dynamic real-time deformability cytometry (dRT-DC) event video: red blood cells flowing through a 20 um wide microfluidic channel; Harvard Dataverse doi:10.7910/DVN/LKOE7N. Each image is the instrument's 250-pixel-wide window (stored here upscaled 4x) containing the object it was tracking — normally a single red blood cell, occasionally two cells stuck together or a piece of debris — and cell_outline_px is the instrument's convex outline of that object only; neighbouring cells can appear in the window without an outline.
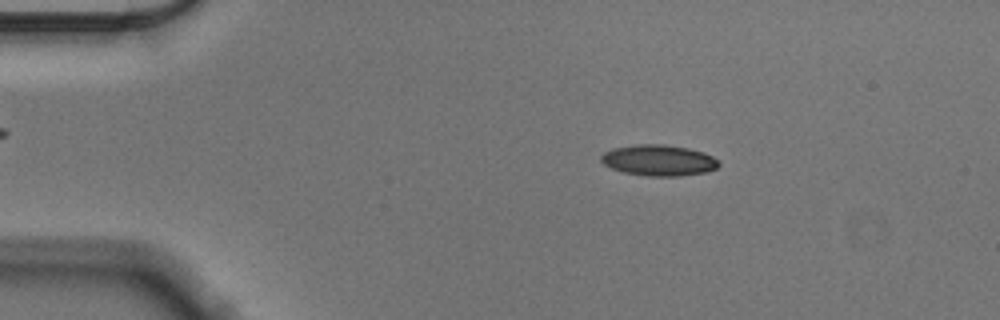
{"species": "Egyptian fruit bat (a non-hibernating species)", "species_latin": "Rousettus aegyptiacus", "temperature_condition": "cold", "stored_images_in_passage": 55, "camera_frame_rate_fps": 3000, "um_per_image_px": 0.085, "animal": {"sex": "male"}, "frame": {"image": 1, "passage_image": 9, "time_ms": 2.667, "image_size_px": [1000, 320], "cell_outline_px": [[720, 164], [716, 168], [708, 172], [680, 176], [648, 176], [624, 172], [612, 168], [604, 164], [600, 160], [600, 156], [604, 152], [612, 148], [636, 144], [664, 144], [688, 148], [704, 152], [712, 156]], "centroid_in_image_um": [55.99, 13.62], "position_along_channel_um": 29.0, "area_um2": 21.33}}
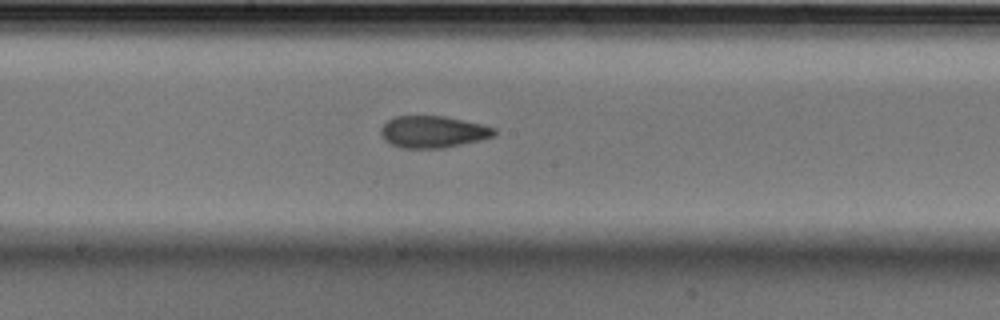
{"frame": {"image": 2, "passage_image": 29, "time_ms": 9.333, "image_size_px": [1000, 320], "cell_outline_px": [[496, 132], [492, 136], [480, 140], [444, 148], [400, 148], [388, 144], [380, 136], [380, 128], [392, 116], [444, 116], [480, 124], [496, 128]], "centroid_in_image_um": [36.73, 11.21], "position_along_channel_um": 211.5, "area_um2": 21.15}}
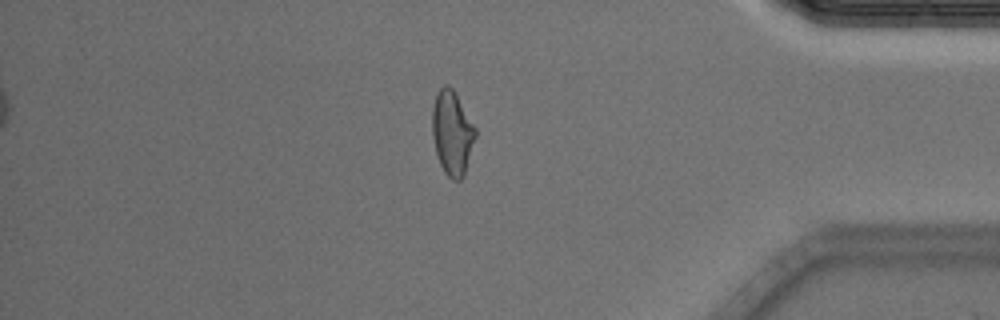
{"frame": {"image": 3, "passage_image": 47, "time_ms": 15.333, "image_size_px": [1000, 320], "cell_outline_px": [[476, 136], [464, 176], [460, 180], [452, 180], [444, 172], [440, 164], [436, 152], [432, 136], [432, 108], [436, 92], [444, 84], [448, 84], [452, 88], [476, 128]], "centroid_in_image_um": [38.42, 11.29], "position_along_channel_um": 396.8, "area_um2": 21.21}, "authors_computed_cell_mechanics": {"area_um2": 20.9814, "velocity_mm_per_s": 3.5701, "shape_relaxation_time_tau1_ms": 4.9585, "shape_relaxation_time_tau2_ms": 2.3808, "deformation_change_tau1": 0.1318, "deformation_change_tau2": 0.0838}}